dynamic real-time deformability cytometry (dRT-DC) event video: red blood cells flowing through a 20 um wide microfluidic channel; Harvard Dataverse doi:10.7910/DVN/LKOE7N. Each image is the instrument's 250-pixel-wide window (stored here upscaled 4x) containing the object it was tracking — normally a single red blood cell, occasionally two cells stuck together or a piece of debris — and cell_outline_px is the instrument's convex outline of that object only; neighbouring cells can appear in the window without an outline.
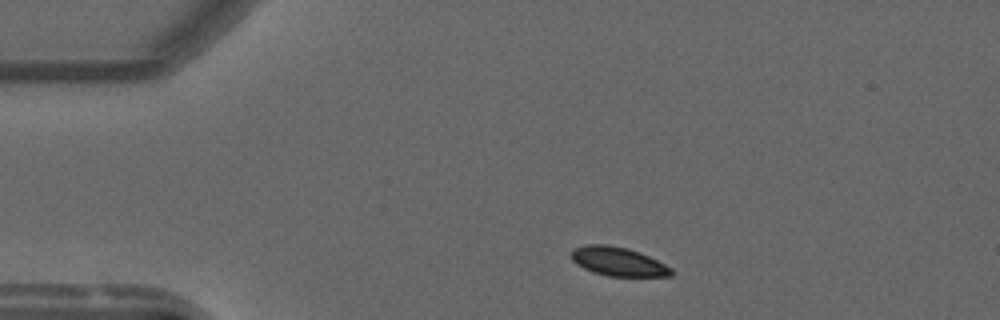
{"species": "common noctule bat (a hibernating species)", "species_latin": "Nyctalus noctula", "temperature_condition": "warm", "stored_images_in_passage": 2, "camera_frame_rate_fps": 3000, "um_per_image_px": 0.085, "animal": {"sex": "male", "forearm_length_mm": 52.5}, "frame": {"image": 1, "passage_image": 1, "time_ms": 0.0, "image_size_px": [1000, 320], "cell_outline_px": [[672, 276], [608, 276], [592, 272], [576, 264], [572, 260], [572, 248], [584, 244], [608, 244], [628, 248], [640, 252], [672, 268]], "centroid_in_image_um": [52.5, 22.21], "position_along_channel_um": 32.5, "area_um2": 16.88}}